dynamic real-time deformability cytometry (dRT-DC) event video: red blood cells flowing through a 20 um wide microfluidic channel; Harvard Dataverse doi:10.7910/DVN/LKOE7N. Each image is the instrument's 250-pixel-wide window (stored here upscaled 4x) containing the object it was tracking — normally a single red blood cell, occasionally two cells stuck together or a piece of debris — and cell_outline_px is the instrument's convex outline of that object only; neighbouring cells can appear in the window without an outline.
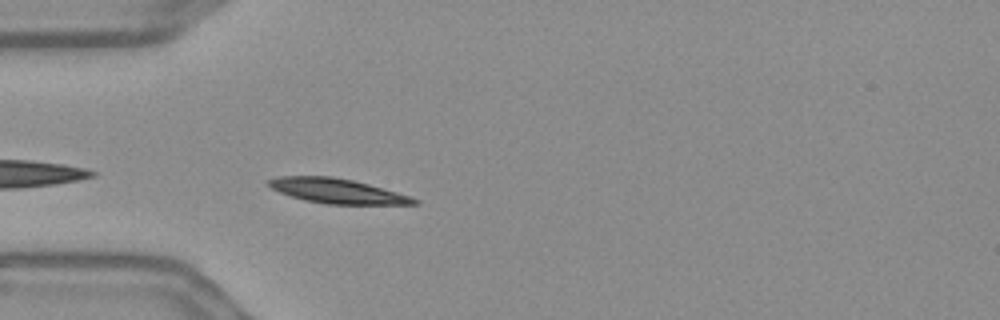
{"species": "Egyptian fruit bat (a non-hibernating species)", "species_latin": "Rousettus aegyptiacus", "temperature_condition": "warm", "stored_images_in_passage": 42, "camera_frame_rate_fps": 3000, "um_per_image_px": 0.085, "frame": {"image": 1, "passage_image": 2, "time_ms": 0.333, "image_size_px": [1000, 320], "cell_outline_px": [[420, 204], [328, 204], [304, 200], [280, 192], [264, 184], [264, 180], [280, 176], [332, 176], [352, 180], [368, 184], [396, 192], [420, 200]], "centroid_in_image_um": [28.6, 16.22], "position_along_channel_um": 56.4, "area_um2": 20.87}}
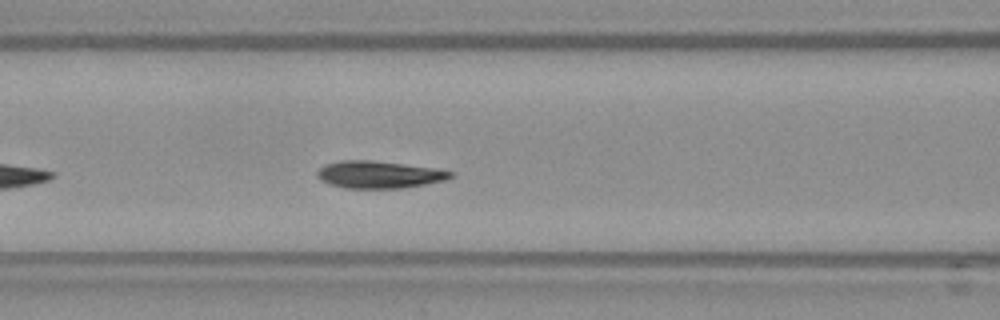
{"frame": {"image": 2, "passage_image": 9, "time_ms": 2.667, "image_size_px": [1000, 320], "cell_outline_px": [[456, 172], [452, 176], [444, 180], [424, 184], [400, 188], [344, 188], [320, 180], [316, 176], [316, 172], [324, 164], [340, 160], [372, 160], [436, 168]], "centroid_in_image_um": [32.19, 14.83], "position_along_channel_um": 134.4, "area_um2": 21.15}}
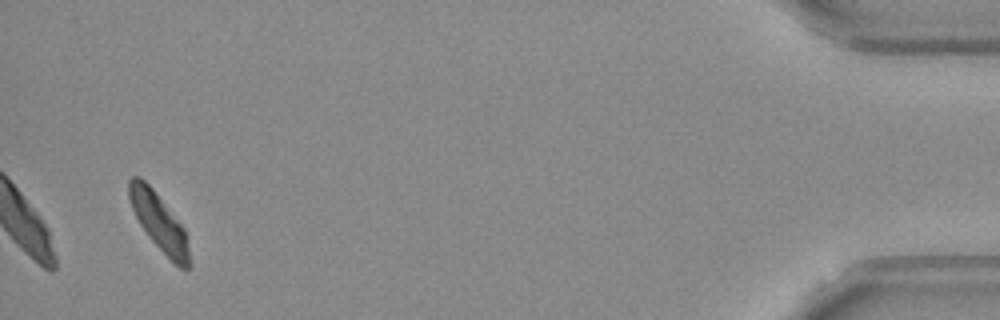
{"frame": {"image": 3, "passage_image": 40, "time_ms": 13.0, "image_size_px": [1000, 320], "cell_outline_px": [[192, 264], [188, 268], [180, 268], [148, 236], [140, 224], [132, 208], [128, 196], [128, 180], [132, 176], [140, 176], [152, 188], [184, 228], [188, 236]], "centroid_in_image_um": [13.54, 18.88], "position_along_channel_um": 421.7, "area_um2": 19.94}, "authors_computed_cell_mechanics": {"area_um2": 21.1548, "velocity_mm_per_s": 3.5647, "shape_relaxation_time_tau1_ms": 2.0701, "shape_relaxation_time_tau2_ms": 0.8265, "deformation_change_tau1": 0.1233, "deformation_change_tau2": 0.0523}}